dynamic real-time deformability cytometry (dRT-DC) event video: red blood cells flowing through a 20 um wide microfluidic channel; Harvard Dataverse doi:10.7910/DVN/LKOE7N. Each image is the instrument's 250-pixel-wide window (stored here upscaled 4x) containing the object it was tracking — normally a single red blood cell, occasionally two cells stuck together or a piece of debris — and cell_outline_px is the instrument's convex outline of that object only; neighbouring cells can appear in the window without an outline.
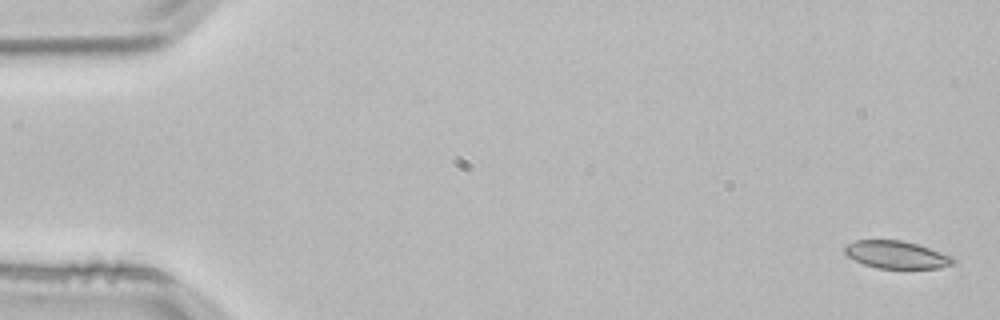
{"species": "common noctule bat (a hibernating species)", "species_latin": "Nyctalus noctula", "temperature_condition": "room temperature", "stored_images_in_passage": 3, "camera_frame_rate_fps": 3000, "um_per_image_px": 0.085, "animal": {"sex": "male", "body_mass_g": 21.5, "forearm_length_mm": 52.0}, "frame": {"image": 1, "passage_image": 1, "time_ms": 0.0, "image_size_px": [1000, 320], "cell_outline_px": [[956, 260], [952, 264], [940, 268], [876, 268], [864, 264], [848, 256], [844, 252], [844, 244], [856, 240], [900, 240], [916, 244], [952, 256]], "centroid_in_image_um": [76.17, 21.65], "position_along_channel_um": 8.8, "area_um2": 17.28}}
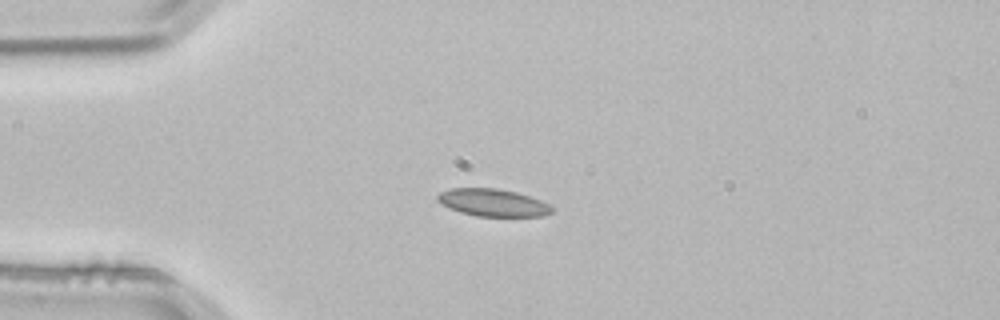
{"frame": {"image": 2, "passage_image": 3, "time_ms": 0.667, "image_size_px": [1000, 320], "cell_outline_px": [[556, 208], [552, 212], [540, 216], [476, 216], [460, 212], [448, 208], [436, 200], [436, 196], [440, 192], [452, 188], [496, 188], [516, 192], [540, 200]], "centroid_in_image_um": [41.87, 17.22], "position_along_channel_um": 43.1, "area_um2": 18.26}}